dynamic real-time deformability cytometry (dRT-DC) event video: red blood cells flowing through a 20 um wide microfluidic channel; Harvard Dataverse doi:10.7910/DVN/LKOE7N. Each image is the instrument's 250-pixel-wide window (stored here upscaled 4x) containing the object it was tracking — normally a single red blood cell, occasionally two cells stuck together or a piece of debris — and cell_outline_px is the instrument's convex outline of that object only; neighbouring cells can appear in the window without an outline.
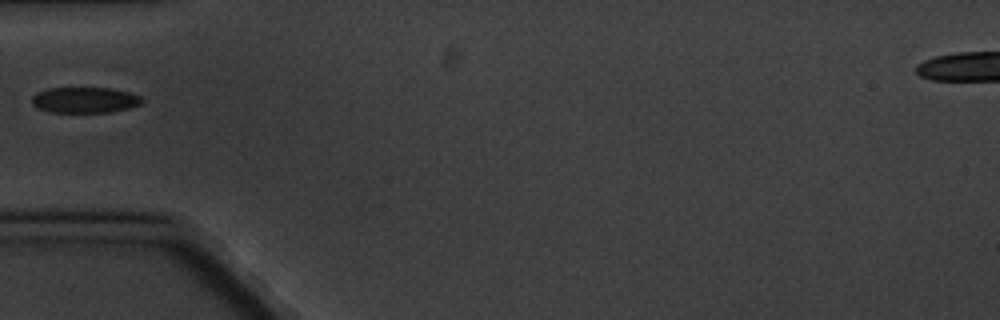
{"species": "common noctule bat (a hibernating species)", "species_latin": "Nyctalus noctula", "temperature_condition": "cold", "stored_images_in_passage": 12, "camera_frame_rate_fps": 3000, "um_per_image_px": 0.085, "animal": {"sex": "male", "body_mass_g": 20.1, "forearm_length_mm": 53.5}, "frame": {"image": 1, "passage_image": 1, "time_ms": 0.0, "image_size_px": [1000, 320], "cell_outline_px": [[144, 100], [140, 104], [128, 108], [108, 112], [48, 112], [36, 108], [32, 104], [32, 96], [36, 92], [48, 88], [112, 88], [128, 92], [140, 96]], "centroid_in_image_um": [7.16, 8.5], "position_along_channel_um": 77.8, "area_um2": 16.59}}
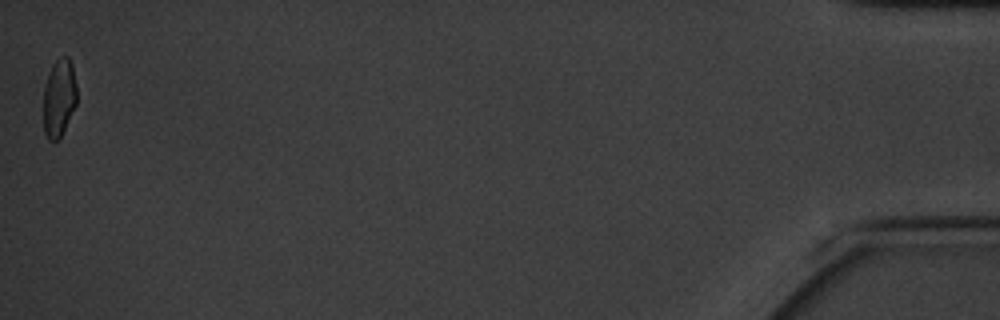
{"frame": {"image": 2, "passage_image": 12, "time_ms": 13.667, "image_size_px": [1000, 320], "cell_outline_px": [[76, 104], [60, 136], [56, 140], [48, 140], [44, 132], [44, 84], [52, 64], [56, 60], [64, 56], [68, 56], [72, 64], [76, 84]], "centroid_in_image_um": [5.01, 8.27], "position_along_channel_um": 430.2, "area_um2": 14.97}}